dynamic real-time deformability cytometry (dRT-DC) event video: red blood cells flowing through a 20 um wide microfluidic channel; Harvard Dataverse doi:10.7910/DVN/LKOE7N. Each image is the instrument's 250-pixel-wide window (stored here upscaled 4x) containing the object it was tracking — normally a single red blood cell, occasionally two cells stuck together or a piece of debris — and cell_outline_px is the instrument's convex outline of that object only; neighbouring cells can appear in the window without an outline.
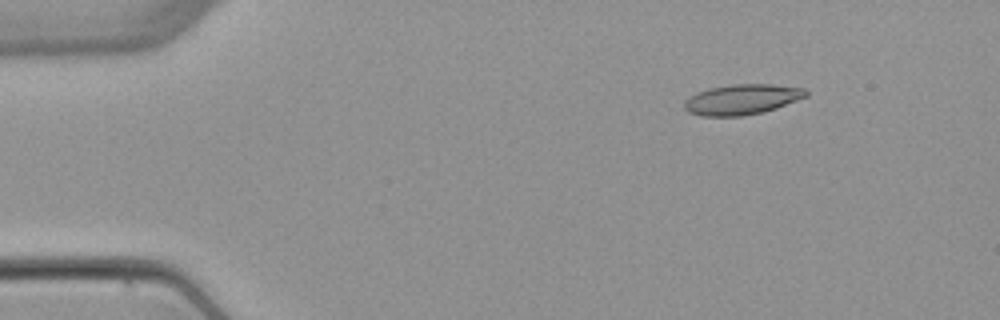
{"species": "common noctule bat (a hibernating species)", "species_latin": "Nyctalus noctula", "temperature_condition": "warm", "stored_images_in_passage": 4, "camera_frame_rate_fps": 3000, "um_per_image_px": 0.085, "animal": {"sex": "female", "body_mass_g": 22.7, "forearm_length_mm": 54.2}, "frame": {"image": 1, "passage_image": 2, "time_ms": 2.0, "image_size_px": [1000, 320], "cell_outline_px": [[808, 96], [776, 108], [764, 112], [744, 116], [700, 116], [688, 112], [684, 108], [684, 100], [688, 96], [696, 92], [708, 88], [732, 84], [772, 84], [804, 88], [808, 92]], "centroid_in_image_um": [63.04, 8.45], "position_along_channel_um": 22.0, "area_um2": 21.79}}